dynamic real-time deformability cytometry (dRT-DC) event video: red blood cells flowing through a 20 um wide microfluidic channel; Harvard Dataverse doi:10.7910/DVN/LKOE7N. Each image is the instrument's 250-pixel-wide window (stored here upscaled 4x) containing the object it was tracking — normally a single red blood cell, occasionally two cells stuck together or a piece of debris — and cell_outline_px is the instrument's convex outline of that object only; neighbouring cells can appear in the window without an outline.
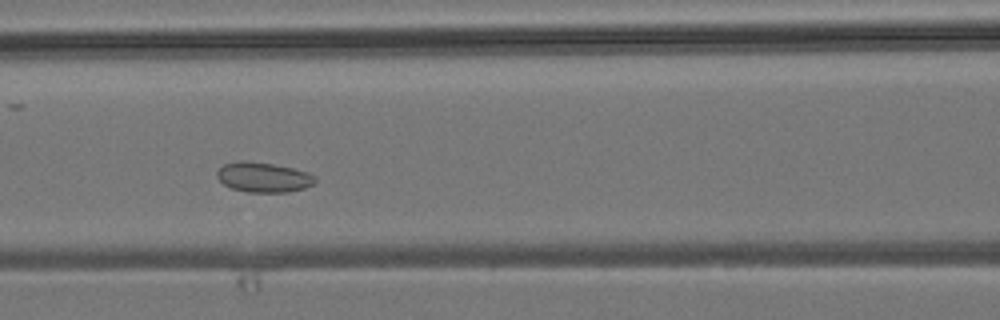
{"species": "common noctule bat (a hibernating species)", "species_latin": "Nyctalus noctula", "temperature_condition": "room temperature", "stored_images_in_passage": 8, "camera_frame_rate_fps": 3000, "um_per_image_px": 0.085, "animal": {"sex": "male", "body_mass_g": 19.2, "forearm_length_mm": 51.8}, "frame": {"image": 1, "passage_image": 7, "time_ms": 7.667, "image_size_px": [1000, 320], "cell_outline_px": [[316, 180], [312, 184], [304, 188], [288, 192], [248, 192], [232, 188], [224, 184], [216, 176], [216, 172], [224, 164], [240, 160], [244, 160], [272, 164], [292, 168], [308, 172], [316, 176]], "centroid_in_image_um": [22.39, 15.06], "position_along_channel_um": 144.2, "area_um2": 17.05}}
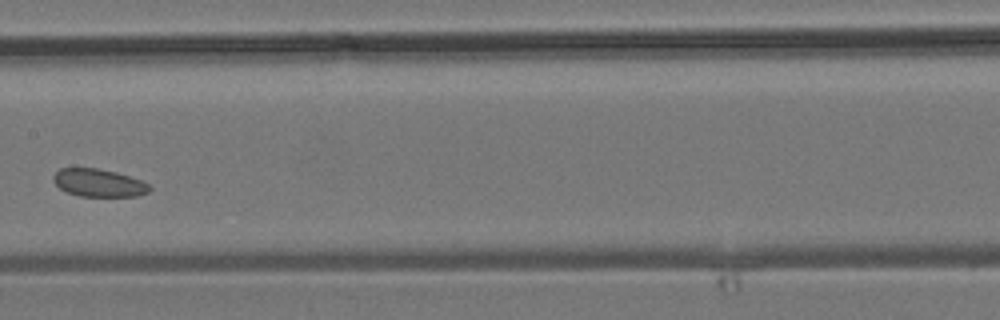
{"frame": {"image": 2, "passage_image": 8, "time_ms": 9.0, "image_size_px": [1000, 320], "cell_outline_px": [[152, 188], [148, 192], [136, 196], [80, 196], [68, 192], [60, 188], [52, 180], [52, 176], [60, 168], [96, 168], [116, 172], [140, 180], [148, 184]], "centroid_in_image_um": [8.37, 15.54], "position_along_channel_um": 199.0, "area_um2": 15.43}}